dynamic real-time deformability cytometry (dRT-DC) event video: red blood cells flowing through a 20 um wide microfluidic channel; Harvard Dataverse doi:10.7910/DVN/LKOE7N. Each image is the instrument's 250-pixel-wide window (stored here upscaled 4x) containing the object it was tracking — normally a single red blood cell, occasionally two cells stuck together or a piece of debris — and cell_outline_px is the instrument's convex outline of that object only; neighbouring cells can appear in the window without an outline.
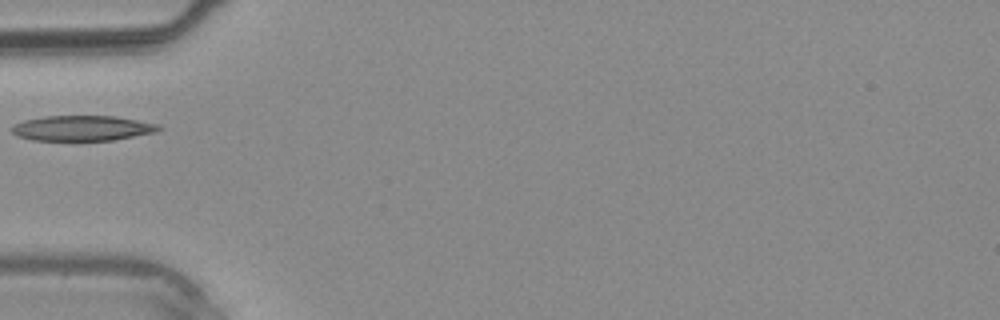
{"species": "common noctule bat (a hibernating species)", "species_latin": "Nyctalus noctula", "temperature_condition": "warm", "stored_images_in_passage": 2, "camera_frame_rate_fps": 3000, "um_per_image_px": 0.085, "animal": {"sex": "male", "body_mass_g": 20.4}, "frame": {"image": 1, "passage_image": 2, "time_ms": 1.667, "image_size_px": [1000, 320], "cell_outline_px": [[164, 128], [156, 132], [112, 140], [32, 140], [16, 136], [12, 132], [12, 124], [24, 120], [44, 116], [116, 116], [160, 124]], "centroid_in_image_um": [7.0, 10.89], "position_along_channel_um": 78.0, "area_um2": 21.73}}